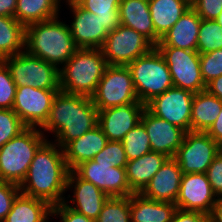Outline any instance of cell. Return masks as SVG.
<instances>
[{
    "label": "cell",
    "mask_w": 222,
    "mask_h": 222,
    "mask_svg": "<svg viewBox=\"0 0 222 222\" xmlns=\"http://www.w3.org/2000/svg\"><path fill=\"white\" fill-rule=\"evenodd\" d=\"M68 173L63 149L49 139L35 153L20 192L53 207L64 202Z\"/></svg>",
    "instance_id": "cell-1"
},
{
    "label": "cell",
    "mask_w": 222,
    "mask_h": 222,
    "mask_svg": "<svg viewBox=\"0 0 222 222\" xmlns=\"http://www.w3.org/2000/svg\"><path fill=\"white\" fill-rule=\"evenodd\" d=\"M98 112L91 97L60 91L54 96L48 117L39 130L43 134L51 133L55 137L52 142L63 149L98 125Z\"/></svg>",
    "instance_id": "cell-2"
},
{
    "label": "cell",
    "mask_w": 222,
    "mask_h": 222,
    "mask_svg": "<svg viewBox=\"0 0 222 222\" xmlns=\"http://www.w3.org/2000/svg\"><path fill=\"white\" fill-rule=\"evenodd\" d=\"M59 16L26 27L25 51L61 68L79 49L69 25Z\"/></svg>",
    "instance_id": "cell-3"
},
{
    "label": "cell",
    "mask_w": 222,
    "mask_h": 222,
    "mask_svg": "<svg viewBox=\"0 0 222 222\" xmlns=\"http://www.w3.org/2000/svg\"><path fill=\"white\" fill-rule=\"evenodd\" d=\"M107 66L100 48H79L60 68L61 91L91 97Z\"/></svg>",
    "instance_id": "cell-4"
},
{
    "label": "cell",
    "mask_w": 222,
    "mask_h": 222,
    "mask_svg": "<svg viewBox=\"0 0 222 222\" xmlns=\"http://www.w3.org/2000/svg\"><path fill=\"white\" fill-rule=\"evenodd\" d=\"M48 140L39 128L26 127L0 148V180L20 185L35 153Z\"/></svg>",
    "instance_id": "cell-5"
},
{
    "label": "cell",
    "mask_w": 222,
    "mask_h": 222,
    "mask_svg": "<svg viewBox=\"0 0 222 222\" xmlns=\"http://www.w3.org/2000/svg\"><path fill=\"white\" fill-rule=\"evenodd\" d=\"M127 67L132 75L137 98L145 105L173 87L169 67L155 46Z\"/></svg>",
    "instance_id": "cell-6"
},
{
    "label": "cell",
    "mask_w": 222,
    "mask_h": 222,
    "mask_svg": "<svg viewBox=\"0 0 222 222\" xmlns=\"http://www.w3.org/2000/svg\"><path fill=\"white\" fill-rule=\"evenodd\" d=\"M8 67L17 87L29 86L37 89L61 91L60 69L55 65L26 51L2 60Z\"/></svg>",
    "instance_id": "cell-7"
},
{
    "label": "cell",
    "mask_w": 222,
    "mask_h": 222,
    "mask_svg": "<svg viewBox=\"0 0 222 222\" xmlns=\"http://www.w3.org/2000/svg\"><path fill=\"white\" fill-rule=\"evenodd\" d=\"M91 100L98 110L140 102L129 68L108 65Z\"/></svg>",
    "instance_id": "cell-8"
},
{
    "label": "cell",
    "mask_w": 222,
    "mask_h": 222,
    "mask_svg": "<svg viewBox=\"0 0 222 222\" xmlns=\"http://www.w3.org/2000/svg\"><path fill=\"white\" fill-rule=\"evenodd\" d=\"M169 67L173 86L190 91L194 94L205 91L200 67V54L169 46H155Z\"/></svg>",
    "instance_id": "cell-9"
},
{
    "label": "cell",
    "mask_w": 222,
    "mask_h": 222,
    "mask_svg": "<svg viewBox=\"0 0 222 222\" xmlns=\"http://www.w3.org/2000/svg\"><path fill=\"white\" fill-rule=\"evenodd\" d=\"M153 47L154 45L141 33L120 24L108 33L100 49L108 65L127 66Z\"/></svg>",
    "instance_id": "cell-10"
},
{
    "label": "cell",
    "mask_w": 222,
    "mask_h": 222,
    "mask_svg": "<svg viewBox=\"0 0 222 222\" xmlns=\"http://www.w3.org/2000/svg\"><path fill=\"white\" fill-rule=\"evenodd\" d=\"M221 150L222 147L206 132L189 131L185 133L174 159L178 162L183 174L206 173Z\"/></svg>",
    "instance_id": "cell-11"
},
{
    "label": "cell",
    "mask_w": 222,
    "mask_h": 222,
    "mask_svg": "<svg viewBox=\"0 0 222 222\" xmlns=\"http://www.w3.org/2000/svg\"><path fill=\"white\" fill-rule=\"evenodd\" d=\"M193 99L194 93L173 86L149 101L146 108L153 115L189 132Z\"/></svg>",
    "instance_id": "cell-12"
},
{
    "label": "cell",
    "mask_w": 222,
    "mask_h": 222,
    "mask_svg": "<svg viewBox=\"0 0 222 222\" xmlns=\"http://www.w3.org/2000/svg\"><path fill=\"white\" fill-rule=\"evenodd\" d=\"M80 178L93 183L110 196H130L125 167H115L112 163L89 160L73 170Z\"/></svg>",
    "instance_id": "cell-13"
},
{
    "label": "cell",
    "mask_w": 222,
    "mask_h": 222,
    "mask_svg": "<svg viewBox=\"0 0 222 222\" xmlns=\"http://www.w3.org/2000/svg\"><path fill=\"white\" fill-rule=\"evenodd\" d=\"M56 90L17 87L13 111L26 127L40 128L46 121Z\"/></svg>",
    "instance_id": "cell-14"
},
{
    "label": "cell",
    "mask_w": 222,
    "mask_h": 222,
    "mask_svg": "<svg viewBox=\"0 0 222 222\" xmlns=\"http://www.w3.org/2000/svg\"><path fill=\"white\" fill-rule=\"evenodd\" d=\"M217 196L213 193L206 173L183 174L179 194L175 201L178 209L198 211L210 215Z\"/></svg>",
    "instance_id": "cell-15"
},
{
    "label": "cell",
    "mask_w": 222,
    "mask_h": 222,
    "mask_svg": "<svg viewBox=\"0 0 222 222\" xmlns=\"http://www.w3.org/2000/svg\"><path fill=\"white\" fill-rule=\"evenodd\" d=\"M66 190H73L71 191L73 195L72 197H70L71 195H67L68 197L64 199L63 203L69 208L94 220L98 218L104 202L109 198L105 192L93 183L80 178L73 170H69ZM68 203H72L73 205Z\"/></svg>",
    "instance_id": "cell-16"
},
{
    "label": "cell",
    "mask_w": 222,
    "mask_h": 222,
    "mask_svg": "<svg viewBox=\"0 0 222 222\" xmlns=\"http://www.w3.org/2000/svg\"><path fill=\"white\" fill-rule=\"evenodd\" d=\"M140 122L149 136L151 151L174 158L186 131L153 115L147 108L143 111Z\"/></svg>",
    "instance_id": "cell-17"
},
{
    "label": "cell",
    "mask_w": 222,
    "mask_h": 222,
    "mask_svg": "<svg viewBox=\"0 0 222 222\" xmlns=\"http://www.w3.org/2000/svg\"><path fill=\"white\" fill-rule=\"evenodd\" d=\"M146 105L141 102L98 110V125L110 141H122L140 123Z\"/></svg>",
    "instance_id": "cell-18"
},
{
    "label": "cell",
    "mask_w": 222,
    "mask_h": 222,
    "mask_svg": "<svg viewBox=\"0 0 222 222\" xmlns=\"http://www.w3.org/2000/svg\"><path fill=\"white\" fill-rule=\"evenodd\" d=\"M68 7L73 14L69 28L77 47L101 48L109 32L97 14L83 9L78 3L70 4Z\"/></svg>",
    "instance_id": "cell-19"
},
{
    "label": "cell",
    "mask_w": 222,
    "mask_h": 222,
    "mask_svg": "<svg viewBox=\"0 0 222 222\" xmlns=\"http://www.w3.org/2000/svg\"><path fill=\"white\" fill-rule=\"evenodd\" d=\"M182 175L178 162L174 158H168L141 194L155 201L175 203Z\"/></svg>",
    "instance_id": "cell-20"
},
{
    "label": "cell",
    "mask_w": 222,
    "mask_h": 222,
    "mask_svg": "<svg viewBox=\"0 0 222 222\" xmlns=\"http://www.w3.org/2000/svg\"><path fill=\"white\" fill-rule=\"evenodd\" d=\"M201 17L188 8L179 20L162 36L156 46H169L197 51L198 33Z\"/></svg>",
    "instance_id": "cell-21"
},
{
    "label": "cell",
    "mask_w": 222,
    "mask_h": 222,
    "mask_svg": "<svg viewBox=\"0 0 222 222\" xmlns=\"http://www.w3.org/2000/svg\"><path fill=\"white\" fill-rule=\"evenodd\" d=\"M106 135L99 125L69 142L64 148V158L69 170H74L79 164L92 160L108 143Z\"/></svg>",
    "instance_id": "cell-22"
},
{
    "label": "cell",
    "mask_w": 222,
    "mask_h": 222,
    "mask_svg": "<svg viewBox=\"0 0 222 222\" xmlns=\"http://www.w3.org/2000/svg\"><path fill=\"white\" fill-rule=\"evenodd\" d=\"M118 9L120 24L141 33L154 46L160 42L150 16L148 0H121Z\"/></svg>",
    "instance_id": "cell-23"
},
{
    "label": "cell",
    "mask_w": 222,
    "mask_h": 222,
    "mask_svg": "<svg viewBox=\"0 0 222 222\" xmlns=\"http://www.w3.org/2000/svg\"><path fill=\"white\" fill-rule=\"evenodd\" d=\"M177 209L175 203L155 201L141 193L130 195L131 222H171Z\"/></svg>",
    "instance_id": "cell-24"
},
{
    "label": "cell",
    "mask_w": 222,
    "mask_h": 222,
    "mask_svg": "<svg viewBox=\"0 0 222 222\" xmlns=\"http://www.w3.org/2000/svg\"><path fill=\"white\" fill-rule=\"evenodd\" d=\"M168 158L165 154L151 151L128 161L125 170L130 190L141 193Z\"/></svg>",
    "instance_id": "cell-25"
},
{
    "label": "cell",
    "mask_w": 222,
    "mask_h": 222,
    "mask_svg": "<svg viewBox=\"0 0 222 222\" xmlns=\"http://www.w3.org/2000/svg\"><path fill=\"white\" fill-rule=\"evenodd\" d=\"M52 206L44 200L20 193L3 222H48Z\"/></svg>",
    "instance_id": "cell-26"
},
{
    "label": "cell",
    "mask_w": 222,
    "mask_h": 222,
    "mask_svg": "<svg viewBox=\"0 0 222 222\" xmlns=\"http://www.w3.org/2000/svg\"><path fill=\"white\" fill-rule=\"evenodd\" d=\"M155 33L162 36L191 7L190 0H148Z\"/></svg>",
    "instance_id": "cell-27"
},
{
    "label": "cell",
    "mask_w": 222,
    "mask_h": 222,
    "mask_svg": "<svg viewBox=\"0 0 222 222\" xmlns=\"http://www.w3.org/2000/svg\"><path fill=\"white\" fill-rule=\"evenodd\" d=\"M222 110V101L206 90L194 94L191 111V131L206 132Z\"/></svg>",
    "instance_id": "cell-28"
},
{
    "label": "cell",
    "mask_w": 222,
    "mask_h": 222,
    "mask_svg": "<svg viewBox=\"0 0 222 222\" xmlns=\"http://www.w3.org/2000/svg\"><path fill=\"white\" fill-rule=\"evenodd\" d=\"M60 9L55 0H17L14 18L27 27L60 16Z\"/></svg>",
    "instance_id": "cell-29"
},
{
    "label": "cell",
    "mask_w": 222,
    "mask_h": 222,
    "mask_svg": "<svg viewBox=\"0 0 222 222\" xmlns=\"http://www.w3.org/2000/svg\"><path fill=\"white\" fill-rule=\"evenodd\" d=\"M26 27L14 17L0 16V61L25 51Z\"/></svg>",
    "instance_id": "cell-30"
},
{
    "label": "cell",
    "mask_w": 222,
    "mask_h": 222,
    "mask_svg": "<svg viewBox=\"0 0 222 222\" xmlns=\"http://www.w3.org/2000/svg\"><path fill=\"white\" fill-rule=\"evenodd\" d=\"M120 2L121 0H80L78 4L83 9L97 14L104 28L111 32L120 25Z\"/></svg>",
    "instance_id": "cell-31"
},
{
    "label": "cell",
    "mask_w": 222,
    "mask_h": 222,
    "mask_svg": "<svg viewBox=\"0 0 222 222\" xmlns=\"http://www.w3.org/2000/svg\"><path fill=\"white\" fill-rule=\"evenodd\" d=\"M121 142L128 161L137 159L151 152L149 136L141 122L132 128Z\"/></svg>",
    "instance_id": "cell-32"
},
{
    "label": "cell",
    "mask_w": 222,
    "mask_h": 222,
    "mask_svg": "<svg viewBox=\"0 0 222 222\" xmlns=\"http://www.w3.org/2000/svg\"><path fill=\"white\" fill-rule=\"evenodd\" d=\"M97 222H131L130 196H110L103 204Z\"/></svg>",
    "instance_id": "cell-33"
},
{
    "label": "cell",
    "mask_w": 222,
    "mask_h": 222,
    "mask_svg": "<svg viewBox=\"0 0 222 222\" xmlns=\"http://www.w3.org/2000/svg\"><path fill=\"white\" fill-rule=\"evenodd\" d=\"M218 49H222V27L216 20L201 19L197 52L205 54Z\"/></svg>",
    "instance_id": "cell-34"
},
{
    "label": "cell",
    "mask_w": 222,
    "mask_h": 222,
    "mask_svg": "<svg viewBox=\"0 0 222 222\" xmlns=\"http://www.w3.org/2000/svg\"><path fill=\"white\" fill-rule=\"evenodd\" d=\"M25 128L13 109H0V148Z\"/></svg>",
    "instance_id": "cell-35"
},
{
    "label": "cell",
    "mask_w": 222,
    "mask_h": 222,
    "mask_svg": "<svg viewBox=\"0 0 222 222\" xmlns=\"http://www.w3.org/2000/svg\"><path fill=\"white\" fill-rule=\"evenodd\" d=\"M201 75L205 84L222 75V49L200 54Z\"/></svg>",
    "instance_id": "cell-36"
},
{
    "label": "cell",
    "mask_w": 222,
    "mask_h": 222,
    "mask_svg": "<svg viewBox=\"0 0 222 222\" xmlns=\"http://www.w3.org/2000/svg\"><path fill=\"white\" fill-rule=\"evenodd\" d=\"M92 160L95 162L112 163L115 167H125L128 162L122 142L110 140Z\"/></svg>",
    "instance_id": "cell-37"
},
{
    "label": "cell",
    "mask_w": 222,
    "mask_h": 222,
    "mask_svg": "<svg viewBox=\"0 0 222 222\" xmlns=\"http://www.w3.org/2000/svg\"><path fill=\"white\" fill-rule=\"evenodd\" d=\"M17 86L10 71L3 61H0V109H12Z\"/></svg>",
    "instance_id": "cell-38"
},
{
    "label": "cell",
    "mask_w": 222,
    "mask_h": 222,
    "mask_svg": "<svg viewBox=\"0 0 222 222\" xmlns=\"http://www.w3.org/2000/svg\"><path fill=\"white\" fill-rule=\"evenodd\" d=\"M20 193L19 185L0 180V222L4 221L12 208L15 198Z\"/></svg>",
    "instance_id": "cell-39"
},
{
    "label": "cell",
    "mask_w": 222,
    "mask_h": 222,
    "mask_svg": "<svg viewBox=\"0 0 222 222\" xmlns=\"http://www.w3.org/2000/svg\"><path fill=\"white\" fill-rule=\"evenodd\" d=\"M191 7L201 19L215 20L222 12V0H191Z\"/></svg>",
    "instance_id": "cell-40"
},
{
    "label": "cell",
    "mask_w": 222,
    "mask_h": 222,
    "mask_svg": "<svg viewBox=\"0 0 222 222\" xmlns=\"http://www.w3.org/2000/svg\"><path fill=\"white\" fill-rule=\"evenodd\" d=\"M206 176L211 184L213 193L217 197H222V150L208 167Z\"/></svg>",
    "instance_id": "cell-41"
},
{
    "label": "cell",
    "mask_w": 222,
    "mask_h": 222,
    "mask_svg": "<svg viewBox=\"0 0 222 222\" xmlns=\"http://www.w3.org/2000/svg\"><path fill=\"white\" fill-rule=\"evenodd\" d=\"M53 216L61 219L60 222H97L69 208L65 203H60L52 207V217Z\"/></svg>",
    "instance_id": "cell-42"
},
{
    "label": "cell",
    "mask_w": 222,
    "mask_h": 222,
    "mask_svg": "<svg viewBox=\"0 0 222 222\" xmlns=\"http://www.w3.org/2000/svg\"><path fill=\"white\" fill-rule=\"evenodd\" d=\"M171 222H208V216L198 211L177 209Z\"/></svg>",
    "instance_id": "cell-43"
},
{
    "label": "cell",
    "mask_w": 222,
    "mask_h": 222,
    "mask_svg": "<svg viewBox=\"0 0 222 222\" xmlns=\"http://www.w3.org/2000/svg\"><path fill=\"white\" fill-rule=\"evenodd\" d=\"M206 133L222 147V110Z\"/></svg>",
    "instance_id": "cell-44"
},
{
    "label": "cell",
    "mask_w": 222,
    "mask_h": 222,
    "mask_svg": "<svg viewBox=\"0 0 222 222\" xmlns=\"http://www.w3.org/2000/svg\"><path fill=\"white\" fill-rule=\"evenodd\" d=\"M205 90L222 101V75L207 83Z\"/></svg>",
    "instance_id": "cell-45"
},
{
    "label": "cell",
    "mask_w": 222,
    "mask_h": 222,
    "mask_svg": "<svg viewBox=\"0 0 222 222\" xmlns=\"http://www.w3.org/2000/svg\"><path fill=\"white\" fill-rule=\"evenodd\" d=\"M17 0H0V16L14 17Z\"/></svg>",
    "instance_id": "cell-46"
},
{
    "label": "cell",
    "mask_w": 222,
    "mask_h": 222,
    "mask_svg": "<svg viewBox=\"0 0 222 222\" xmlns=\"http://www.w3.org/2000/svg\"><path fill=\"white\" fill-rule=\"evenodd\" d=\"M208 222H222V197H217L212 212L208 216Z\"/></svg>",
    "instance_id": "cell-47"
},
{
    "label": "cell",
    "mask_w": 222,
    "mask_h": 222,
    "mask_svg": "<svg viewBox=\"0 0 222 222\" xmlns=\"http://www.w3.org/2000/svg\"><path fill=\"white\" fill-rule=\"evenodd\" d=\"M58 4H59V6H61L60 5V3H61V1L62 0H55ZM65 1V0H64ZM80 0H66L65 2H66V4L65 5H70V4H76V3H78Z\"/></svg>",
    "instance_id": "cell-48"
},
{
    "label": "cell",
    "mask_w": 222,
    "mask_h": 222,
    "mask_svg": "<svg viewBox=\"0 0 222 222\" xmlns=\"http://www.w3.org/2000/svg\"><path fill=\"white\" fill-rule=\"evenodd\" d=\"M215 20L222 27V12L218 15Z\"/></svg>",
    "instance_id": "cell-49"
}]
</instances>
